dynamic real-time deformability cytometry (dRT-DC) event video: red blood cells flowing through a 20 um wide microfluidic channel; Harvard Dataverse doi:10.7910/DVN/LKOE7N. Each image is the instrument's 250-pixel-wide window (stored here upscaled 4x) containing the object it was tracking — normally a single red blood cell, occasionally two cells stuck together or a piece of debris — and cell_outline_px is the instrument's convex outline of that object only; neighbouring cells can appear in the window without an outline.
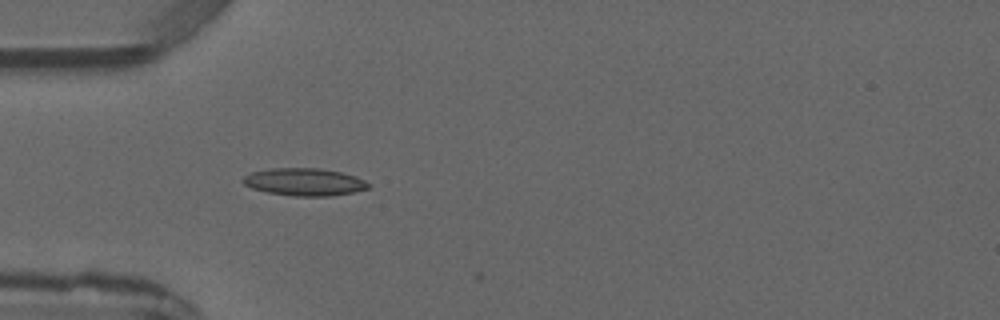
{"species": "common noctule bat (a hibernating species)", "species_latin": "Nyctalus noctula", "temperature_condition": "warm", "stored_images_in_passage": 4, "camera_frame_rate_fps": 3000, "um_per_image_px": 0.085, "animal": {"sex": "male", "forearm_length_mm": 52.5}, "frame": {"image": 1, "passage_image": 4, "time_ms": 3.667, "image_size_px": [1000, 320], "cell_outline_px": [[372, 184], [368, 188], [352, 192], [332, 196], [296, 196], [268, 192], [252, 188], [244, 184], [240, 180], [244, 176], [252, 172], [272, 168], [320, 168], [340, 172], [356, 176]], "centroid_in_image_um": [25.88, 15.46], "position_along_channel_um": 59.1, "area_um2": 20.06}}